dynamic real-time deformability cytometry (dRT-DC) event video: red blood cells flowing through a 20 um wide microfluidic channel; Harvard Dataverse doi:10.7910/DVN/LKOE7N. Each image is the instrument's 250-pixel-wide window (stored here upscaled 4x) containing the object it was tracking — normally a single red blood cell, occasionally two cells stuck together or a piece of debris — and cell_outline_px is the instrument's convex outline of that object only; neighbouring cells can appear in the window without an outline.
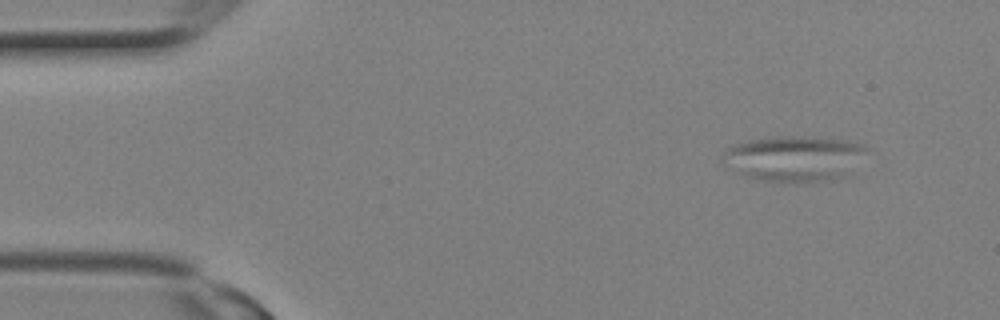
{"species": "Egyptian fruit bat (a non-hibernating species)", "species_latin": "Rousettus aegyptiacus", "temperature_condition": "room temperature", "stored_images_in_passage": 3, "camera_frame_rate_fps": 3000, "um_per_image_px": 0.085, "animal": {"sex": "female"}, "frame": {"image": 1, "passage_image": 3, "time_ms": 0.667, "image_size_px": [1000, 320], "cell_outline_px": [[868, 148], [840, 176], [804, 184], [768, 180], [744, 176], [736, 172], [724, 164], [724, 152], [732, 144], [748, 140], [776, 136], [804, 136], [848, 140], [864, 144]], "centroid_in_image_um": [67.41, 13.44], "position_along_channel_um": 17.6, "area_um2": 37.51}}